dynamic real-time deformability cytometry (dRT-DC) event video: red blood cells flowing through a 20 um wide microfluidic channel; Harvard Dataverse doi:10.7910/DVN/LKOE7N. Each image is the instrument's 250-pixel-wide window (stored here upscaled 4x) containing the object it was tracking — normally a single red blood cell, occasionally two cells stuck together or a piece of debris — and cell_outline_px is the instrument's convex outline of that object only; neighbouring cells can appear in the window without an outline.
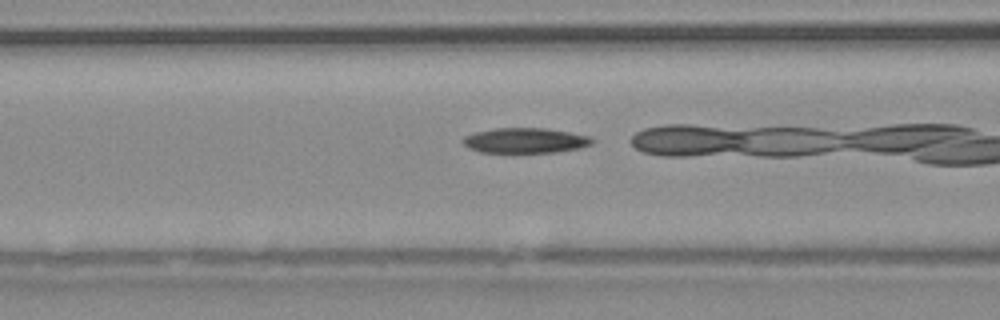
{"species": "common noctule bat (a hibernating species)", "species_latin": "Nyctalus noctula", "temperature_condition": "warm", "stored_images_in_passage": 33, "camera_frame_rate_fps": 3000, "um_per_image_px": 0.085, "animal": {"sex": "male", "body_mass_g": 20.4}, "frame": {"image": 1, "passage_image": 19, "time_ms": 6.0, "image_size_px": [1000, 320], "cell_outline_px": [[596, 140], [592, 144], [580, 148], [556, 152], [480, 152], [468, 148], [460, 140], [464, 136], [476, 132], [496, 128], [544, 128], [592, 136]], "centroid_in_image_um": [44.66, 11.94], "position_along_channel_um": 121.9, "area_um2": 19.02}}